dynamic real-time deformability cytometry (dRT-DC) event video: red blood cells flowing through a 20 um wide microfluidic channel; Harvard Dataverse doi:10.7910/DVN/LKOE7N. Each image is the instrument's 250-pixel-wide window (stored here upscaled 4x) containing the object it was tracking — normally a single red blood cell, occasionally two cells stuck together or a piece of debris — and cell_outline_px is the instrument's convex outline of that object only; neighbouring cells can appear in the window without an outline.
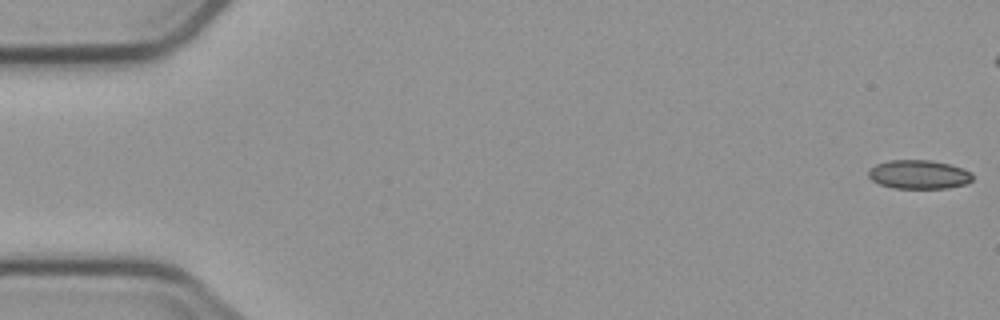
{"species": "common noctule bat (a hibernating species)", "species_latin": "Nyctalus noctula", "temperature_condition": "cold", "stored_images_in_passage": 9, "segment_of_instrument_passage": [1, 2], "camera_frame_rate_fps": 3000, "um_per_image_px": 0.085, "animal": {"sex": "male", "body_mass_g": 23.1, "forearm_length_mm": 52.7}, "frame": {"image": 1, "passage_image": 1, "time_ms": 0.0, "image_size_px": [1000, 320], "cell_outline_px": [[972, 180], [964, 184], [948, 188], [892, 188], [880, 184], [872, 180], [868, 176], [868, 172], [876, 164], [888, 160], [932, 160], [964, 168], [972, 172]], "centroid_in_image_um": [78.11, 14.82], "position_along_channel_um": 6.9, "area_um2": 17.51}}
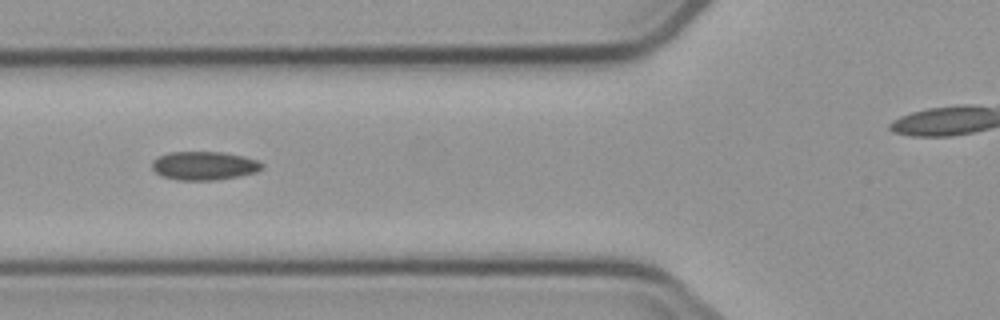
{"frame": {"image": 2, "passage_image": 7, "time_ms": 6.667, "image_size_px": [1000, 320], "cell_outline_px": [[264, 168], [256, 172], [216, 180], [180, 180], [160, 176], [152, 168], [152, 160], [168, 152], [224, 152], [244, 156], [256, 160], [264, 164]], "centroid_in_image_um": [17.35, 14.08], "position_along_channel_um": 108.5, "area_um2": 18.32}}
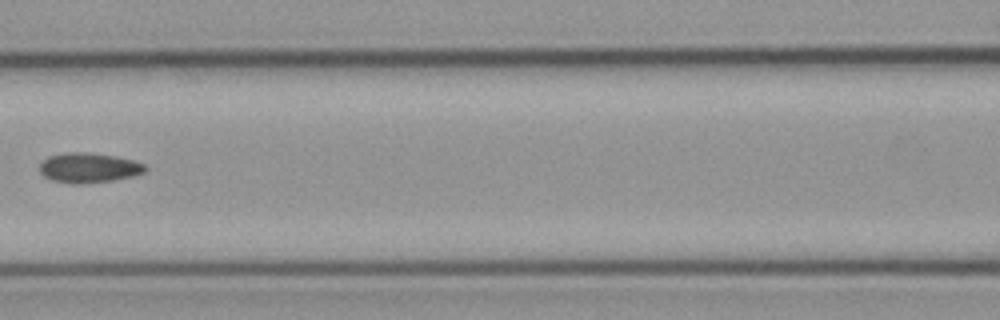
{"frame": {"image": 3, "passage_image": 8, "time_ms": 8.0, "image_size_px": [1000, 320], "cell_outline_px": [[148, 168], [144, 172], [132, 176], [112, 180], [80, 184], [72, 184], [52, 180], [44, 176], [40, 172], [40, 164], [48, 156], [68, 152], [88, 152], [116, 156], [132, 160], [144, 164]], "centroid_in_image_um": [7.53, 14.26], "position_along_channel_um": 159.1, "area_um2": 18.32}}